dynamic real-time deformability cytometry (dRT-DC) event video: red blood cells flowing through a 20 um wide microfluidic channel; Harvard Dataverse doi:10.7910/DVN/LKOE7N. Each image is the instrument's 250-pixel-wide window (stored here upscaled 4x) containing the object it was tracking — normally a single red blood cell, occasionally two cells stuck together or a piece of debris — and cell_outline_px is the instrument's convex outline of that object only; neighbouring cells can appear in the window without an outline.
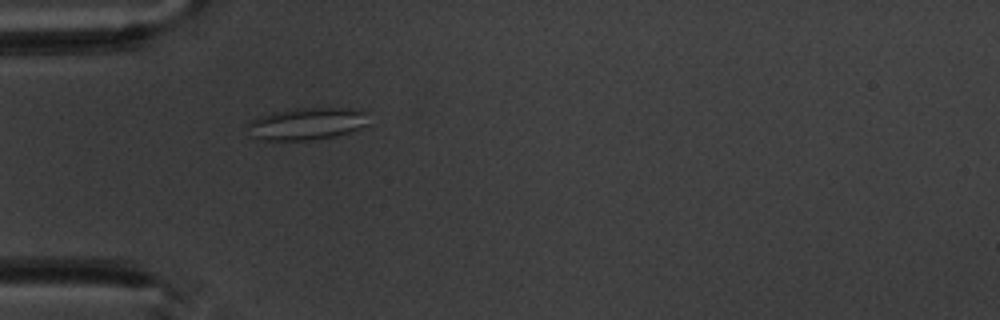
{"species": "common noctule bat (a hibernating species)", "species_latin": "Nyctalus noctula", "temperature_condition": "warm", "stored_images_in_passage": 2, "camera_frame_rate_fps": 3000, "um_per_image_px": 0.085, "animal": {"sex": "male", "body_mass_g": 20.1, "forearm_length_mm": 53.5}, "frame": {"image": 1, "passage_image": 2, "time_ms": 2.333, "image_size_px": [1000, 320], "cell_outline_px": [[368, 112], [364, 124], [360, 128], [352, 132], [336, 136], [308, 140], [264, 140], [252, 136], [248, 124], [252, 120], [260, 116], [272, 112], [296, 108], [340, 108]], "centroid_in_image_um": [26.07, 10.52], "position_along_channel_um": 58.9, "area_um2": 22.31}}